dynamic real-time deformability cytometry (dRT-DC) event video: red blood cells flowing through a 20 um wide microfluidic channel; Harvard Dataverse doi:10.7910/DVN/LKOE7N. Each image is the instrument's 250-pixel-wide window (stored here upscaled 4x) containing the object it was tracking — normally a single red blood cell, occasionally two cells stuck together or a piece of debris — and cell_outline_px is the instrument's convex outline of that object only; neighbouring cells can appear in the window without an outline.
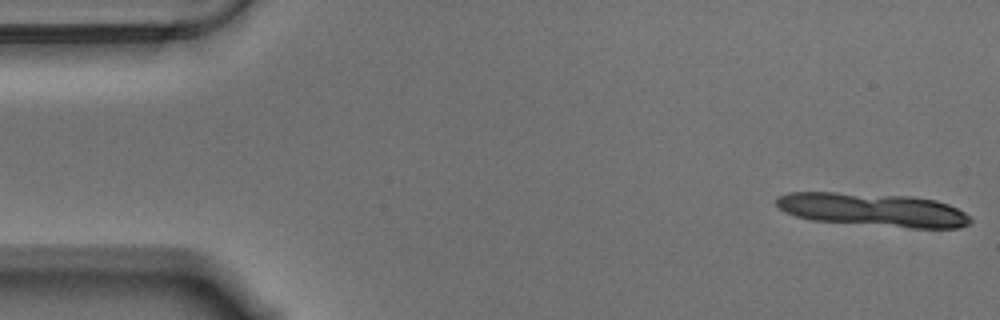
{"species": "Egyptian fruit bat (a non-hibernating species)", "species_latin": "Rousettus aegyptiacus", "temperature_condition": "warm", "stored_images_in_passage": 10, "camera_frame_rate_fps": 3000, "um_per_image_px": 0.085, "animal": {"sex": "male"}, "frame": {"image": 1, "passage_image": 1, "time_ms": 0.0, "image_size_px": [1000, 320], "cell_outline_px": [[972, 220], [968, 224], [960, 228], [912, 228], [812, 220], [796, 216], [784, 212], [776, 204], [776, 196], [788, 192], [836, 192], [912, 196], [936, 200], [948, 204], [972, 216]], "centroid_in_image_um": [74.21, 17.82], "position_along_channel_um": 10.8, "area_um2": 37.97}}